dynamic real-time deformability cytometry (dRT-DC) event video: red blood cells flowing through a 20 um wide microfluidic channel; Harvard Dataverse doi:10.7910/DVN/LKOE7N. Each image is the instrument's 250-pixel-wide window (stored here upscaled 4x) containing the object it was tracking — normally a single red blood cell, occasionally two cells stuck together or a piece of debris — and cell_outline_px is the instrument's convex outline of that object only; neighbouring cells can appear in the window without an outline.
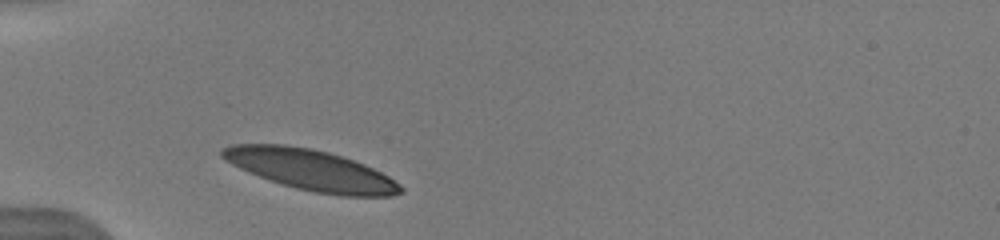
{"species": "human", "species_latin": "Homo sapiens", "temperature_condition": "warm", "stored_images_in_passage": 14, "camera_frame_rate_fps": 3000, "um_per_image_px": 0.085, "donor": {"sex": "male"}, "frame": {"image": 1, "passage_image": 1, "time_ms": 0.0, "image_size_px": [1000, 240], "cell_outline_px": [[404, 192], [392, 196], [340, 196], [316, 192], [296, 188], [248, 172], [224, 160], [220, 156], [220, 148], [232, 144], [284, 144], [312, 148], [328, 152], [364, 164], [388, 176], [400, 184], [404, 188]], "centroid_in_image_um": [26.42, 14.44], "position_along_channel_um": 58.6, "area_um2": 42.14}}
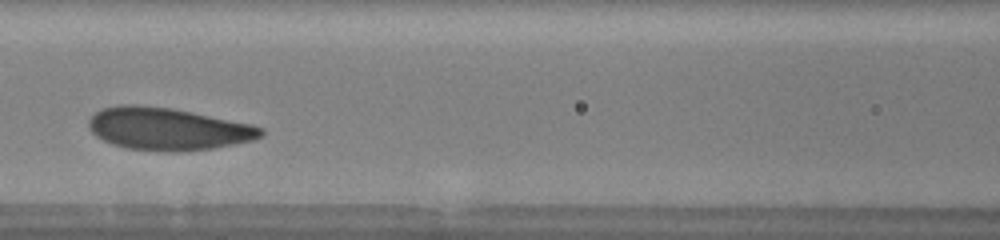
{"frame": {"image": 2, "passage_image": 7, "time_ms": 2.667, "image_size_px": [1000, 240], "cell_outline_px": [[264, 136], [256, 140], [236, 144], [212, 148], [180, 152], [164, 152], [128, 148], [112, 144], [96, 136], [88, 128], [88, 120], [96, 112], [104, 108], [120, 104], [136, 104], [172, 108], [252, 124], [264, 128]], "centroid_in_image_um": [14.29, 10.96], "position_along_channel_um": 152.3, "area_um2": 42.89}}
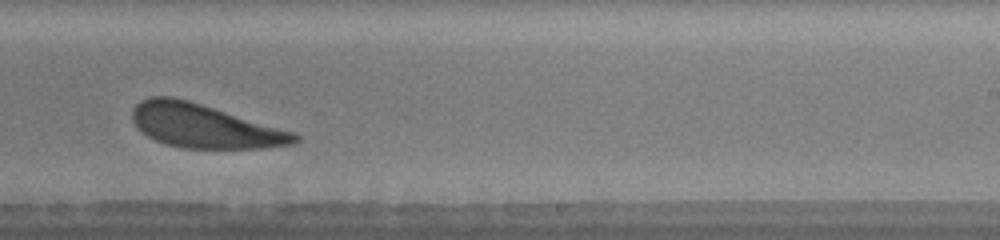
{"frame": {"image": 3, "passage_image": 10, "time_ms": 5.667, "image_size_px": [1000, 240], "cell_outline_px": [[300, 140], [296, 144], [264, 148], [180, 148], [164, 144], [140, 132], [136, 128], [132, 120], [132, 108], [140, 100], [152, 96], [172, 96], [188, 100], [296, 132], [300, 136]], "centroid_in_image_um": [17.37, 10.71], "position_along_channel_um": 271.6, "area_um2": 41.73}, "authors_computed_cell_mechanics": {"area_um2": 42.3963, "velocity_mm_per_s": 3.9989, "shape_relaxation_time_tau1_ms": 1.3163, "shape_relaxation_time_tau2_ms": 5.2816, "deformation_change_tau1": 0.0805, "deformation_change_tau2": 0.1524}}